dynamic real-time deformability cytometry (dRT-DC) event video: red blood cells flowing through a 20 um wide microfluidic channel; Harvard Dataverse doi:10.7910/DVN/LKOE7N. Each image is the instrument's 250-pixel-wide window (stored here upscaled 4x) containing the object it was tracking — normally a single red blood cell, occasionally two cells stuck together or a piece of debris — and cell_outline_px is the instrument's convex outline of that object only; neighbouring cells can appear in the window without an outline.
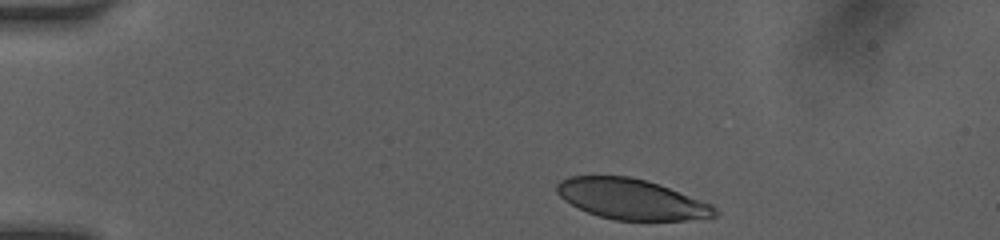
{"species": "human", "species_latin": "Homo sapiens", "temperature_condition": "room temperature", "stored_images_in_passage": 35, "camera_frame_rate_fps": 3000, "um_per_image_px": 0.085, "donor": {"sex": "female"}, "frame": {"image": 1, "passage_image": 1, "time_ms": 0.0, "image_size_px": [1000, 240], "cell_outline_px": [[720, 212], [716, 216], [688, 220], [616, 220], [600, 216], [588, 212], [564, 200], [556, 192], [556, 184], [560, 180], [568, 176], [628, 176], [660, 184], [712, 204]], "centroid_in_image_um": [53.69, 16.92], "position_along_channel_um": 31.3, "area_um2": 37.17}}
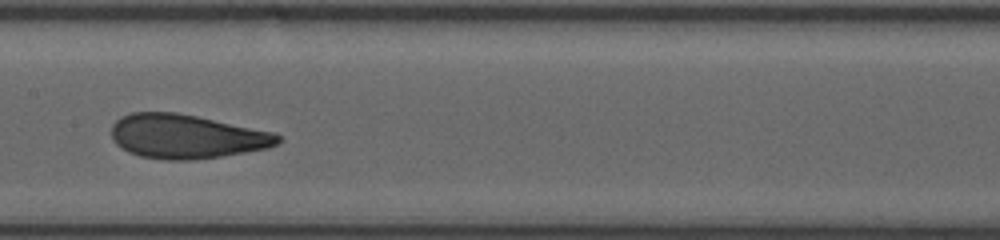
{"frame": {"image": 2, "passage_image": 18, "time_ms": 5.667, "image_size_px": [1000, 240], "cell_outline_px": [[280, 140], [276, 144], [268, 148], [220, 156], [192, 160], [168, 160], [140, 156], [128, 152], [116, 144], [112, 140], [112, 124], [120, 116], [132, 112], [176, 112], [276, 132], [280, 136]], "centroid_in_image_um": [15.82, 11.59], "position_along_channel_um": 191.6, "area_um2": 42.77}}
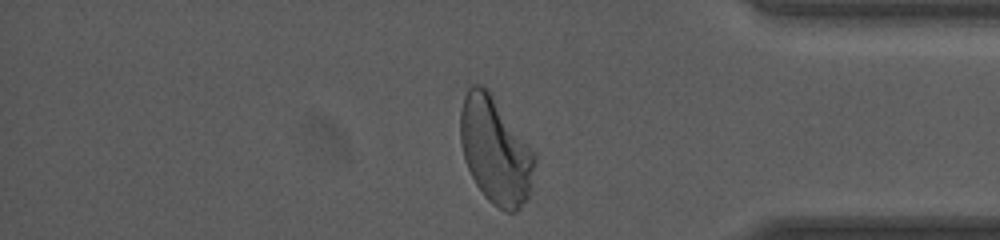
{"frame": {"image": 3, "passage_image": 34, "time_ms": 11.0, "image_size_px": [1000, 240], "cell_outline_px": [[536, 164], [532, 184], [528, 200], [516, 212], [508, 212], [492, 204], [484, 196], [476, 184], [464, 160], [460, 144], [460, 108], [464, 96], [468, 88], [472, 84], [480, 84], [488, 88], [536, 152]], "centroid_in_image_um": [42.13, 12.78], "position_along_channel_um": 393.1, "area_um2": 47.05}, "authors_computed_cell_mechanics": {"area_um2": 42.8298, "velocity_mm_per_s": 4.1094, "shape_relaxation_time_tau1_ms": 4.9272, "shape_relaxation_time_tau2_ms": 1.118, "deformation_change_tau1": 0.1784, "deformation_change_tau2": 0.082}}